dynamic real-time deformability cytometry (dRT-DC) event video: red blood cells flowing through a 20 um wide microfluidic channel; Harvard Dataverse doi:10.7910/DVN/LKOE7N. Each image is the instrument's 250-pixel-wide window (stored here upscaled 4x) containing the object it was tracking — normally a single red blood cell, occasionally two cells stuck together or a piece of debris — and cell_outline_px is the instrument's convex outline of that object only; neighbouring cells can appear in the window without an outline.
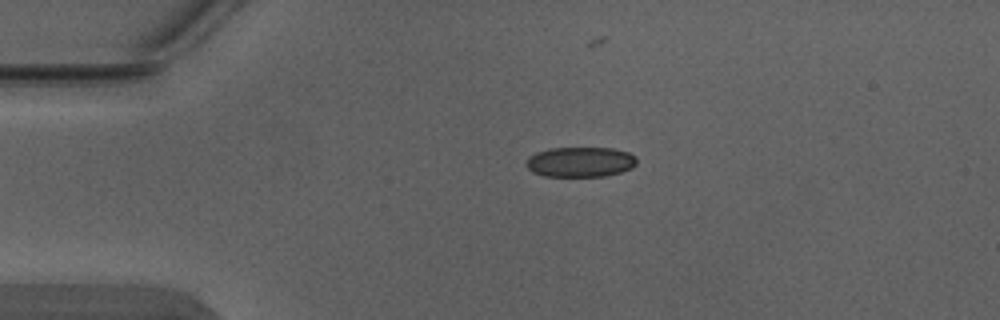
{"species": "Egyptian fruit bat (a non-hibernating species)", "species_latin": "Rousettus aegyptiacus", "temperature_condition": "warm", "stored_images_in_passage": 2, "camera_frame_rate_fps": 3000, "um_per_image_px": 0.085, "animal": {"sex": "male"}, "frame": {"image": 1, "passage_image": 1, "time_ms": 0.0, "image_size_px": [1000, 320], "cell_outline_px": [[636, 164], [632, 168], [620, 172], [604, 176], [544, 176], [532, 172], [524, 164], [528, 156], [536, 152], [548, 148], [612, 148], [628, 152], [636, 156]], "centroid_in_image_um": [49.29, 13.76], "position_along_channel_um": 35.7, "area_um2": 19.54}}